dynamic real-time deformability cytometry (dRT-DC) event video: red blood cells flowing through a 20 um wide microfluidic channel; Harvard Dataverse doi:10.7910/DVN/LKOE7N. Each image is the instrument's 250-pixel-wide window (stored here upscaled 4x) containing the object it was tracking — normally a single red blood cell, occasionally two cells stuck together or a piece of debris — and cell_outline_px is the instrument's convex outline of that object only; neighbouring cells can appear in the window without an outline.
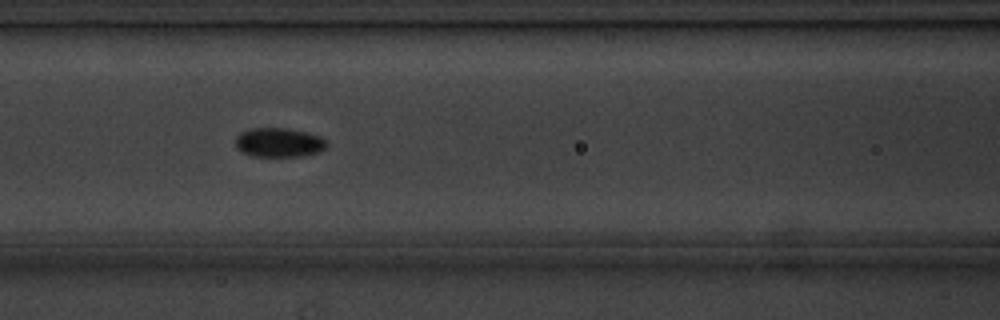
{"species": "common noctule bat (a hibernating species)", "species_latin": "Nyctalus noctula", "temperature_condition": "cold", "stored_images_in_passage": 7, "camera_frame_rate_fps": 3000, "um_per_image_px": 0.085, "animal": {"sex": "male", "body_mass_g": 20.1, "forearm_length_mm": 53.5}, "frame": {"image": 1, "passage_image": 6, "time_ms": 6.667, "image_size_px": [1000, 320], "cell_outline_px": [[328, 144], [320, 152], [304, 156], [252, 156], [236, 148], [236, 136], [240, 132], [252, 128], [288, 128], [308, 132], [320, 136]], "centroid_in_image_um": [23.72, 12.1], "position_along_channel_um": 142.9, "area_um2": 15.61}}